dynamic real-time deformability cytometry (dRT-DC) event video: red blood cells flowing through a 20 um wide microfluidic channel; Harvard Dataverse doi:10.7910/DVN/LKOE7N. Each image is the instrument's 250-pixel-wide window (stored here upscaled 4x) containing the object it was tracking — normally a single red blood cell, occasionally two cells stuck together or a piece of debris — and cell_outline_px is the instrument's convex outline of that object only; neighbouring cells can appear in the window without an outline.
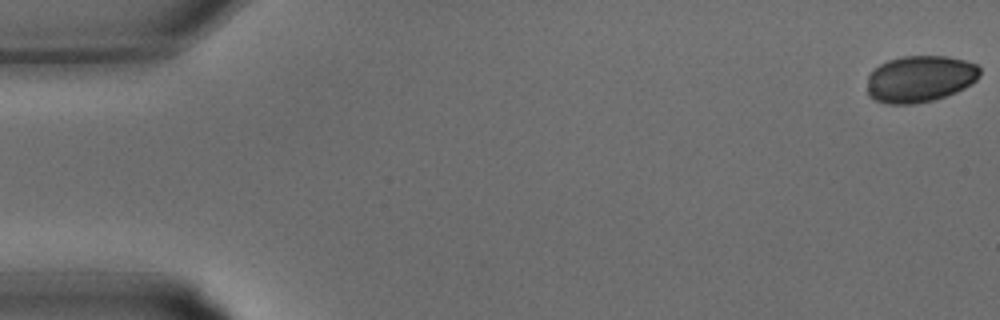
{"species": "common noctule bat (a hibernating species)", "species_latin": "Nyctalus noctula", "temperature_condition": "warm", "stored_images_in_passage": 32, "camera_frame_rate_fps": 3000, "um_per_image_px": 0.085, "animal": {"sex": "male", "body_mass_g": 15.6}, "frame": {"image": 1, "passage_image": 1, "time_ms": 0.0, "image_size_px": [1000, 320], "cell_outline_px": [[980, 76], [972, 84], [956, 92], [932, 100], [916, 104], [888, 104], [876, 100], [868, 96], [868, 76], [872, 68], [888, 60], [904, 56], [948, 56], [964, 60], [976, 64], [980, 68]], "centroid_in_image_um": [78.19, 6.7], "position_along_channel_um": 6.8, "area_um2": 30.81}}
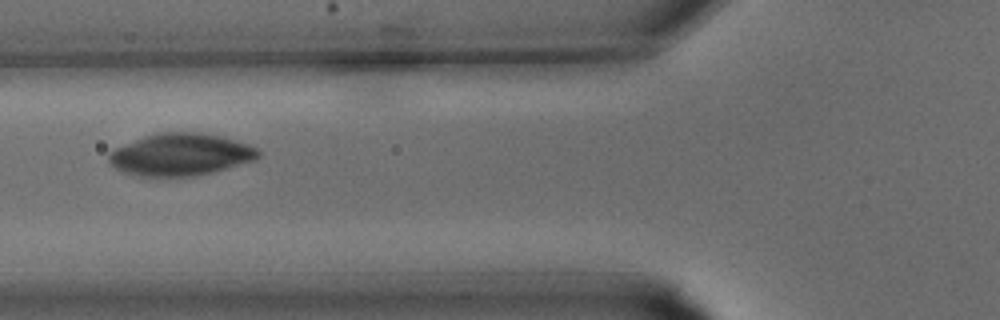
{"frame": {"image": 2, "passage_image": 13, "time_ms": 4.0, "image_size_px": [1000, 320], "cell_outline_px": [[260, 156], [256, 160], [192, 176], [136, 176], [124, 172], [108, 164], [108, 156], [116, 148], [144, 136], [160, 132], [200, 132], [220, 136], [236, 140], [248, 144], [256, 148], [260, 152]], "centroid_in_image_um": [15.34, 13.13], "position_along_channel_um": 110.5, "area_um2": 36.41}}
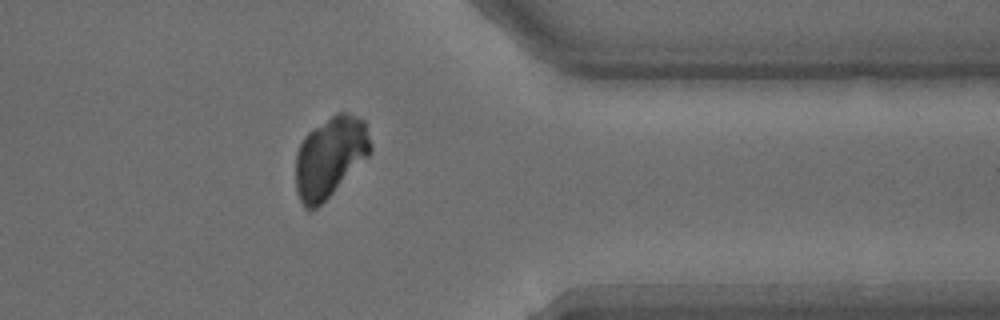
{"frame": {"image": 3, "passage_image": 27, "time_ms": 8.667, "image_size_px": [1000, 320], "cell_outline_px": [[372, 152], [316, 208], [308, 212], [304, 208], [296, 192], [296, 152], [304, 136], [312, 128], [336, 112], [348, 112], [364, 120], [372, 144]], "centroid_in_image_um": [28.04, 13.31], "position_along_channel_um": 383.4, "area_um2": 35.08}}